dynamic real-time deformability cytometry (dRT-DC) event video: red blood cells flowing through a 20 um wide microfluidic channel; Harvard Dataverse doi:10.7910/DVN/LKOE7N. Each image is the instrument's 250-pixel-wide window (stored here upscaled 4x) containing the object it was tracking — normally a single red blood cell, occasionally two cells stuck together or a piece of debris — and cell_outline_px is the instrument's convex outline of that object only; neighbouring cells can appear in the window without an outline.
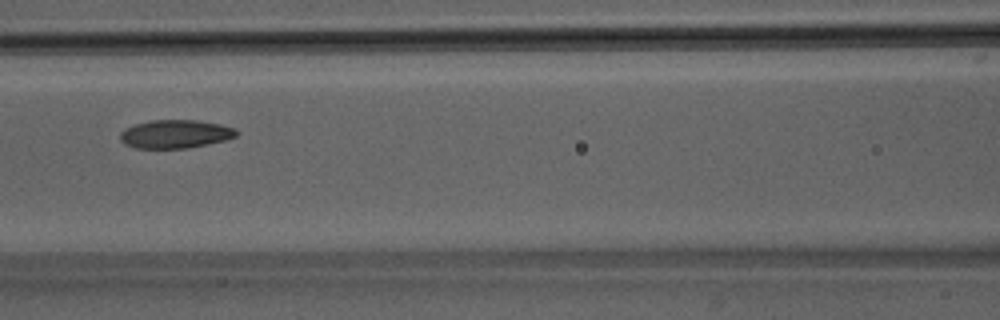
{"species": "Egyptian fruit bat (a non-hibernating species)", "species_latin": "Rousettus aegyptiacus", "temperature_condition": "room temperature", "stored_images_in_passage": 48, "segment_of_instrument_passage": [1, 2], "camera_frame_rate_fps": 3000, "um_per_image_px": 0.085, "animal": {"sex": "male"}, "frame": {"image": 1, "passage_image": 20, "time_ms": 6.333, "image_size_px": [1000, 320], "cell_outline_px": [[240, 132], [236, 136], [224, 140], [208, 144], [188, 148], [136, 148], [124, 144], [120, 140], [120, 132], [124, 128], [136, 124], [152, 120], [196, 120], [220, 124], [236, 128]], "centroid_in_image_um": [14.91, 11.39], "position_along_channel_um": 151.7, "area_um2": 19.31}}
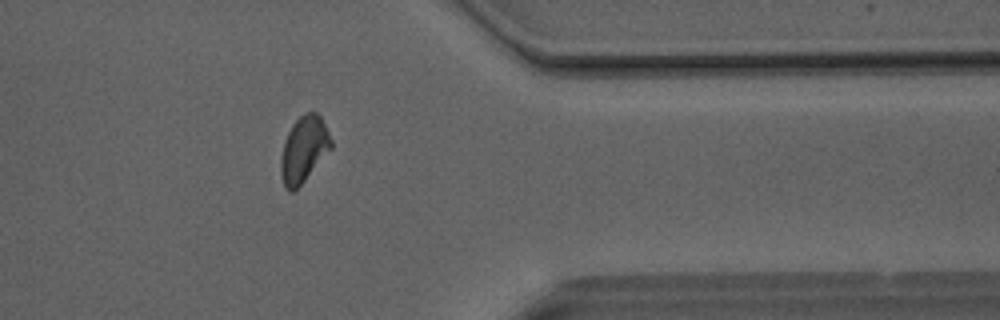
{"frame": {"image": 2, "passage_image": 38, "time_ms": 12.333, "image_size_px": [1000, 320], "cell_outline_px": [[332, 148], [304, 180], [292, 192], [288, 192], [284, 188], [280, 172], [280, 160], [284, 144], [288, 132], [292, 124], [304, 112], [316, 112], [320, 116], [332, 140]], "centroid_in_image_um": [25.81, 12.7], "position_along_channel_um": 385.6, "area_um2": 19.13}}
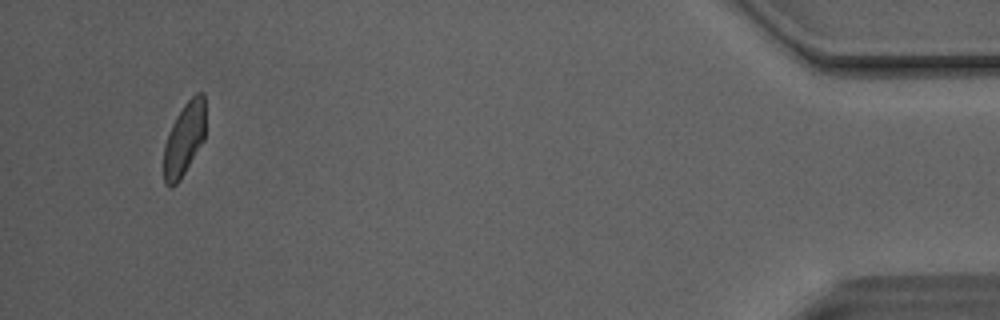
{"frame": {"image": 3, "passage_image": 45, "time_ms": 14.667, "image_size_px": [1000, 320], "cell_outline_px": [[204, 140], [180, 180], [172, 188], [168, 188], [164, 184], [164, 144], [168, 132], [176, 116], [184, 104], [196, 92], [204, 92]], "centroid_in_image_um": [15.64, 11.84], "position_along_channel_um": 419.6, "area_um2": 17.86}}